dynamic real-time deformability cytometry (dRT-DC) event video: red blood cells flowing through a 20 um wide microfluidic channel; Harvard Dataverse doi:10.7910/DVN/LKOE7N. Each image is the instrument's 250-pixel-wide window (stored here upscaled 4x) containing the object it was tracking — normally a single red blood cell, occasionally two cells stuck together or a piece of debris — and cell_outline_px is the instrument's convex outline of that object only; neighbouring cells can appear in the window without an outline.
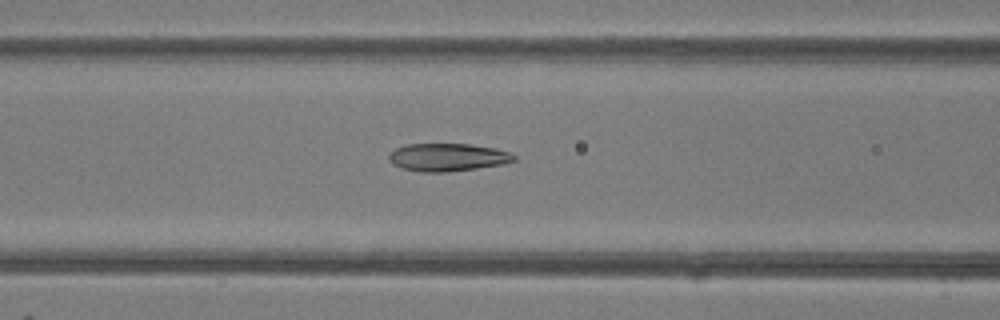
{"species": "common noctule bat (a hibernating species)", "species_latin": "Nyctalus noctula", "temperature_condition": "room temperature", "stored_images_in_passage": 48, "camera_frame_rate_fps": 3000, "um_per_image_px": 0.085, "animal": {"sex": "female"}, "frame": {"image": 1, "passage_image": 19, "time_ms": 6.0, "image_size_px": [1000, 320], "cell_outline_px": [[516, 160], [504, 164], [448, 172], [420, 172], [400, 168], [392, 164], [388, 160], [388, 156], [396, 148], [404, 144], [468, 144], [496, 148], [508, 152], [516, 156]], "centroid_in_image_um": [38.02, 13.37], "position_along_channel_um": 128.6, "area_um2": 20.4}}
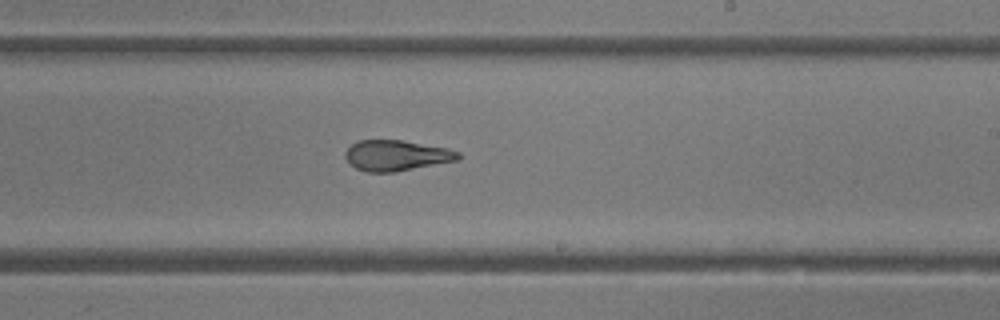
{"frame": {"image": 2, "passage_image": 28, "time_ms": 9.0, "image_size_px": [1000, 320], "cell_outline_px": [[460, 160], [396, 172], [368, 172], [356, 168], [344, 156], [344, 152], [352, 144], [360, 140], [400, 140], [448, 148], [460, 152]], "centroid_in_image_um": [33.73, 13.22], "position_along_channel_um": 255.3, "area_um2": 20.17}}
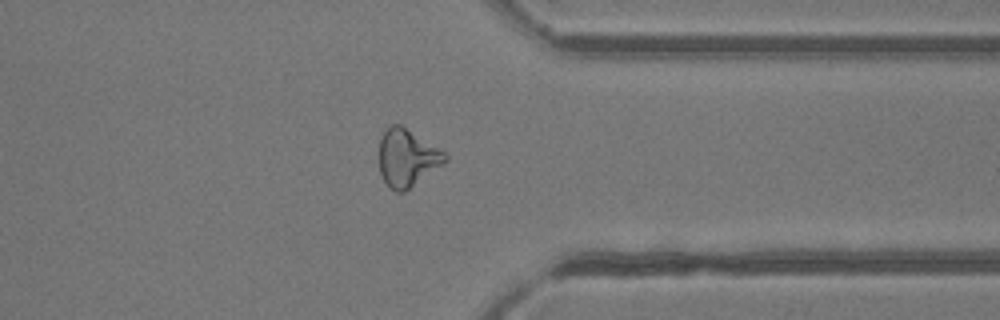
{"frame": {"image": 3, "passage_image": 37, "time_ms": 12.0, "image_size_px": [1000, 320], "cell_outline_px": [[448, 160], [404, 192], [396, 192], [388, 188], [380, 172], [380, 140], [384, 128], [392, 124], [400, 124], [444, 152], [448, 156]], "centroid_in_image_um": [34.57, 13.42], "position_along_channel_um": 376.8, "area_um2": 21.79}, "authors_computed_cell_mechanics": {"area_um2": 21.9351, "velocity_mm_per_s": 4.2233, "shape_relaxation_time_tau1_ms": 6.4282, "shape_relaxation_time_tau2_ms": 1.5419, "deformation_change_tau1": 0.1676, "deformation_change_tau2": 0.0826}}